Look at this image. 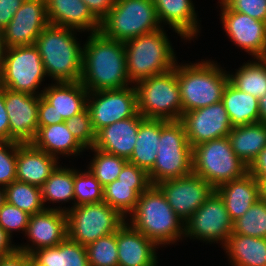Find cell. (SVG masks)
Segmentation results:
<instances>
[{
	"label": "cell",
	"mask_w": 266,
	"mask_h": 266,
	"mask_svg": "<svg viewBox=\"0 0 266 266\" xmlns=\"http://www.w3.org/2000/svg\"><path fill=\"white\" fill-rule=\"evenodd\" d=\"M151 183H126L115 180L103 187V202L116 209L124 218L131 214L140 195Z\"/></svg>",
	"instance_id": "d6a6232c"
},
{
	"label": "cell",
	"mask_w": 266,
	"mask_h": 266,
	"mask_svg": "<svg viewBox=\"0 0 266 266\" xmlns=\"http://www.w3.org/2000/svg\"><path fill=\"white\" fill-rule=\"evenodd\" d=\"M31 266H37V265L32 261V265Z\"/></svg>",
	"instance_id": "680465c9"
},
{
	"label": "cell",
	"mask_w": 266,
	"mask_h": 266,
	"mask_svg": "<svg viewBox=\"0 0 266 266\" xmlns=\"http://www.w3.org/2000/svg\"><path fill=\"white\" fill-rule=\"evenodd\" d=\"M138 112L146 119L179 121L183 106L175 68L136 82Z\"/></svg>",
	"instance_id": "ba28073f"
},
{
	"label": "cell",
	"mask_w": 266,
	"mask_h": 266,
	"mask_svg": "<svg viewBox=\"0 0 266 266\" xmlns=\"http://www.w3.org/2000/svg\"><path fill=\"white\" fill-rule=\"evenodd\" d=\"M6 201L5 199V187H0V207L4 204Z\"/></svg>",
	"instance_id": "6f0895ef"
},
{
	"label": "cell",
	"mask_w": 266,
	"mask_h": 266,
	"mask_svg": "<svg viewBox=\"0 0 266 266\" xmlns=\"http://www.w3.org/2000/svg\"><path fill=\"white\" fill-rule=\"evenodd\" d=\"M38 95L5 88V106L9 117L10 141L31 143L38 131Z\"/></svg>",
	"instance_id": "d6986e66"
},
{
	"label": "cell",
	"mask_w": 266,
	"mask_h": 266,
	"mask_svg": "<svg viewBox=\"0 0 266 266\" xmlns=\"http://www.w3.org/2000/svg\"><path fill=\"white\" fill-rule=\"evenodd\" d=\"M228 138L234 153L249 168L266 147V124L256 122L233 127Z\"/></svg>",
	"instance_id": "83f0119b"
},
{
	"label": "cell",
	"mask_w": 266,
	"mask_h": 266,
	"mask_svg": "<svg viewBox=\"0 0 266 266\" xmlns=\"http://www.w3.org/2000/svg\"><path fill=\"white\" fill-rule=\"evenodd\" d=\"M0 141H10V125L5 106V87L0 85Z\"/></svg>",
	"instance_id": "681fc988"
},
{
	"label": "cell",
	"mask_w": 266,
	"mask_h": 266,
	"mask_svg": "<svg viewBox=\"0 0 266 266\" xmlns=\"http://www.w3.org/2000/svg\"><path fill=\"white\" fill-rule=\"evenodd\" d=\"M54 83L45 87L41 96L53 106L59 124L87 107L89 92L80 81Z\"/></svg>",
	"instance_id": "cb8c5ba5"
},
{
	"label": "cell",
	"mask_w": 266,
	"mask_h": 266,
	"mask_svg": "<svg viewBox=\"0 0 266 266\" xmlns=\"http://www.w3.org/2000/svg\"><path fill=\"white\" fill-rule=\"evenodd\" d=\"M49 24L90 33L100 30V22L82 0H45Z\"/></svg>",
	"instance_id": "603a6c76"
},
{
	"label": "cell",
	"mask_w": 266,
	"mask_h": 266,
	"mask_svg": "<svg viewBox=\"0 0 266 266\" xmlns=\"http://www.w3.org/2000/svg\"><path fill=\"white\" fill-rule=\"evenodd\" d=\"M249 172L258 180H266V147L249 167Z\"/></svg>",
	"instance_id": "816d5d0a"
},
{
	"label": "cell",
	"mask_w": 266,
	"mask_h": 266,
	"mask_svg": "<svg viewBox=\"0 0 266 266\" xmlns=\"http://www.w3.org/2000/svg\"><path fill=\"white\" fill-rule=\"evenodd\" d=\"M18 246L12 244L9 234L0 226V257L13 254Z\"/></svg>",
	"instance_id": "f5cc1de1"
},
{
	"label": "cell",
	"mask_w": 266,
	"mask_h": 266,
	"mask_svg": "<svg viewBox=\"0 0 266 266\" xmlns=\"http://www.w3.org/2000/svg\"><path fill=\"white\" fill-rule=\"evenodd\" d=\"M215 191L222 197L233 222L261 198L260 182L250 172L239 179L221 184Z\"/></svg>",
	"instance_id": "d4e9b609"
},
{
	"label": "cell",
	"mask_w": 266,
	"mask_h": 266,
	"mask_svg": "<svg viewBox=\"0 0 266 266\" xmlns=\"http://www.w3.org/2000/svg\"><path fill=\"white\" fill-rule=\"evenodd\" d=\"M87 108L95 132L114 122L134 117L138 113L134 86L122 89L89 92Z\"/></svg>",
	"instance_id": "4fadbf2b"
},
{
	"label": "cell",
	"mask_w": 266,
	"mask_h": 266,
	"mask_svg": "<svg viewBox=\"0 0 266 266\" xmlns=\"http://www.w3.org/2000/svg\"><path fill=\"white\" fill-rule=\"evenodd\" d=\"M65 123L69 131L85 149L88 150L93 147L96 132L93 129L87 107L70 119H67Z\"/></svg>",
	"instance_id": "60d3db41"
},
{
	"label": "cell",
	"mask_w": 266,
	"mask_h": 266,
	"mask_svg": "<svg viewBox=\"0 0 266 266\" xmlns=\"http://www.w3.org/2000/svg\"><path fill=\"white\" fill-rule=\"evenodd\" d=\"M5 199L30 215L46 209L42 200L41 188L18 180L5 187Z\"/></svg>",
	"instance_id": "d590c367"
},
{
	"label": "cell",
	"mask_w": 266,
	"mask_h": 266,
	"mask_svg": "<svg viewBox=\"0 0 266 266\" xmlns=\"http://www.w3.org/2000/svg\"><path fill=\"white\" fill-rule=\"evenodd\" d=\"M42 200L45 206L47 201L53 203L69 202L74 200V168L60 167L55 169L41 187Z\"/></svg>",
	"instance_id": "e575fe53"
},
{
	"label": "cell",
	"mask_w": 266,
	"mask_h": 266,
	"mask_svg": "<svg viewBox=\"0 0 266 266\" xmlns=\"http://www.w3.org/2000/svg\"><path fill=\"white\" fill-rule=\"evenodd\" d=\"M76 30L48 24L36 39L35 46L42 58L45 74L55 82L81 80L83 45Z\"/></svg>",
	"instance_id": "7a4b0ae2"
},
{
	"label": "cell",
	"mask_w": 266,
	"mask_h": 266,
	"mask_svg": "<svg viewBox=\"0 0 266 266\" xmlns=\"http://www.w3.org/2000/svg\"><path fill=\"white\" fill-rule=\"evenodd\" d=\"M56 124V113L53 106L41 95L38 106V126H50Z\"/></svg>",
	"instance_id": "c3c4849f"
},
{
	"label": "cell",
	"mask_w": 266,
	"mask_h": 266,
	"mask_svg": "<svg viewBox=\"0 0 266 266\" xmlns=\"http://www.w3.org/2000/svg\"><path fill=\"white\" fill-rule=\"evenodd\" d=\"M153 168L148 172L151 185L192 173V147L180 121L160 119V141Z\"/></svg>",
	"instance_id": "8992f818"
},
{
	"label": "cell",
	"mask_w": 266,
	"mask_h": 266,
	"mask_svg": "<svg viewBox=\"0 0 266 266\" xmlns=\"http://www.w3.org/2000/svg\"><path fill=\"white\" fill-rule=\"evenodd\" d=\"M160 141V119H144L139 126L135 147L128 162L144 169L153 168Z\"/></svg>",
	"instance_id": "4dcf8cb0"
},
{
	"label": "cell",
	"mask_w": 266,
	"mask_h": 266,
	"mask_svg": "<svg viewBox=\"0 0 266 266\" xmlns=\"http://www.w3.org/2000/svg\"><path fill=\"white\" fill-rule=\"evenodd\" d=\"M157 186L184 223L215 190L202 177L193 172L181 178L163 180Z\"/></svg>",
	"instance_id": "5bb4252c"
},
{
	"label": "cell",
	"mask_w": 266,
	"mask_h": 266,
	"mask_svg": "<svg viewBox=\"0 0 266 266\" xmlns=\"http://www.w3.org/2000/svg\"><path fill=\"white\" fill-rule=\"evenodd\" d=\"M24 1L0 0V30H3L8 25Z\"/></svg>",
	"instance_id": "bcb514c9"
},
{
	"label": "cell",
	"mask_w": 266,
	"mask_h": 266,
	"mask_svg": "<svg viewBox=\"0 0 266 266\" xmlns=\"http://www.w3.org/2000/svg\"><path fill=\"white\" fill-rule=\"evenodd\" d=\"M74 206L103 202V186L88 170L74 169Z\"/></svg>",
	"instance_id": "f35d334b"
},
{
	"label": "cell",
	"mask_w": 266,
	"mask_h": 266,
	"mask_svg": "<svg viewBox=\"0 0 266 266\" xmlns=\"http://www.w3.org/2000/svg\"><path fill=\"white\" fill-rule=\"evenodd\" d=\"M179 121L183 124L191 147L213 139L228 137L233 128L222 101L185 112Z\"/></svg>",
	"instance_id": "9a60e30c"
},
{
	"label": "cell",
	"mask_w": 266,
	"mask_h": 266,
	"mask_svg": "<svg viewBox=\"0 0 266 266\" xmlns=\"http://www.w3.org/2000/svg\"><path fill=\"white\" fill-rule=\"evenodd\" d=\"M221 23L227 36L253 58L266 57V22L231 10L220 0Z\"/></svg>",
	"instance_id": "2e32d148"
},
{
	"label": "cell",
	"mask_w": 266,
	"mask_h": 266,
	"mask_svg": "<svg viewBox=\"0 0 266 266\" xmlns=\"http://www.w3.org/2000/svg\"><path fill=\"white\" fill-rule=\"evenodd\" d=\"M222 102L229 115L232 127L259 122V99L238 90L230 82L224 89Z\"/></svg>",
	"instance_id": "1f68e13d"
},
{
	"label": "cell",
	"mask_w": 266,
	"mask_h": 266,
	"mask_svg": "<svg viewBox=\"0 0 266 266\" xmlns=\"http://www.w3.org/2000/svg\"><path fill=\"white\" fill-rule=\"evenodd\" d=\"M130 225L159 247L183 239L185 223L174 212L157 185H150L139 197L130 214Z\"/></svg>",
	"instance_id": "3957f363"
},
{
	"label": "cell",
	"mask_w": 266,
	"mask_h": 266,
	"mask_svg": "<svg viewBox=\"0 0 266 266\" xmlns=\"http://www.w3.org/2000/svg\"><path fill=\"white\" fill-rule=\"evenodd\" d=\"M31 245H17L18 250L29 255L37 249L55 247L68 237L67 214L62 207L49 206L39 213L30 215L25 236Z\"/></svg>",
	"instance_id": "ac0fdd59"
},
{
	"label": "cell",
	"mask_w": 266,
	"mask_h": 266,
	"mask_svg": "<svg viewBox=\"0 0 266 266\" xmlns=\"http://www.w3.org/2000/svg\"><path fill=\"white\" fill-rule=\"evenodd\" d=\"M31 143L36 148L58 159L60 158L59 154L77 156L85 150L69 131L65 121L50 126H38L36 137Z\"/></svg>",
	"instance_id": "4316f807"
},
{
	"label": "cell",
	"mask_w": 266,
	"mask_h": 266,
	"mask_svg": "<svg viewBox=\"0 0 266 266\" xmlns=\"http://www.w3.org/2000/svg\"><path fill=\"white\" fill-rule=\"evenodd\" d=\"M6 50H7V46L5 44L3 31L0 30V70H1V67H2L3 59H4L5 54H6Z\"/></svg>",
	"instance_id": "11a10c76"
},
{
	"label": "cell",
	"mask_w": 266,
	"mask_h": 266,
	"mask_svg": "<svg viewBox=\"0 0 266 266\" xmlns=\"http://www.w3.org/2000/svg\"><path fill=\"white\" fill-rule=\"evenodd\" d=\"M232 233L233 221L222 197L215 190L185 222V238L203 240L210 244L216 242L223 246Z\"/></svg>",
	"instance_id": "7c38bea8"
},
{
	"label": "cell",
	"mask_w": 266,
	"mask_h": 266,
	"mask_svg": "<svg viewBox=\"0 0 266 266\" xmlns=\"http://www.w3.org/2000/svg\"><path fill=\"white\" fill-rule=\"evenodd\" d=\"M17 142L0 141V186L16 180Z\"/></svg>",
	"instance_id": "b9f144b4"
},
{
	"label": "cell",
	"mask_w": 266,
	"mask_h": 266,
	"mask_svg": "<svg viewBox=\"0 0 266 266\" xmlns=\"http://www.w3.org/2000/svg\"><path fill=\"white\" fill-rule=\"evenodd\" d=\"M231 10L266 22V0H222Z\"/></svg>",
	"instance_id": "ee69618b"
},
{
	"label": "cell",
	"mask_w": 266,
	"mask_h": 266,
	"mask_svg": "<svg viewBox=\"0 0 266 266\" xmlns=\"http://www.w3.org/2000/svg\"><path fill=\"white\" fill-rule=\"evenodd\" d=\"M160 24L169 25L184 40L189 41L199 32L197 13L192 0H152ZM167 23V24H166Z\"/></svg>",
	"instance_id": "484cf974"
},
{
	"label": "cell",
	"mask_w": 266,
	"mask_h": 266,
	"mask_svg": "<svg viewBox=\"0 0 266 266\" xmlns=\"http://www.w3.org/2000/svg\"><path fill=\"white\" fill-rule=\"evenodd\" d=\"M87 39L83 45L80 82L88 92L131 86L124 43L107 38L100 31L90 33Z\"/></svg>",
	"instance_id": "6da1fadb"
},
{
	"label": "cell",
	"mask_w": 266,
	"mask_h": 266,
	"mask_svg": "<svg viewBox=\"0 0 266 266\" xmlns=\"http://www.w3.org/2000/svg\"><path fill=\"white\" fill-rule=\"evenodd\" d=\"M48 24L45 0H25L2 30L7 48L35 45Z\"/></svg>",
	"instance_id": "e0dca14e"
},
{
	"label": "cell",
	"mask_w": 266,
	"mask_h": 266,
	"mask_svg": "<svg viewBox=\"0 0 266 266\" xmlns=\"http://www.w3.org/2000/svg\"><path fill=\"white\" fill-rule=\"evenodd\" d=\"M117 180L126 183H150L148 173L129 162L123 166Z\"/></svg>",
	"instance_id": "f6af8a7d"
},
{
	"label": "cell",
	"mask_w": 266,
	"mask_h": 266,
	"mask_svg": "<svg viewBox=\"0 0 266 266\" xmlns=\"http://www.w3.org/2000/svg\"><path fill=\"white\" fill-rule=\"evenodd\" d=\"M32 258L28 253L17 250L13 254L0 257V266H31Z\"/></svg>",
	"instance_id": "f907efd6"
},
{
	"label": "cell",
	"mask_w": 266,
	"mask_h": 266,
	"mask_svg": "<svg viewBox=\"0 0 266 266\" xmlns=\"http://www.w3.org/2000/svg\"><path fill=\"white\" fill-rule=\"evenodd\" d=\"M128 220L116 231L118 266H158V245L135 230Z\"/></svg>",
	"instance_id": "ffe728a7"
},
{
	"label": "cell",
	"mask_w": 266,
	"mask_h": 266,
	"mask_svg": "<svg viewBox=\"0 0 266 266\" xmlns=\"http://www.w3.org/2000/svg\"><path fill=\"white\" fill-rule=\"evenodd\" d=\"M192 172L216 189L243 177L249 168L234 153L229 138L222 137L192 147Z\"/></svg>",
	"instance_id": "52a82bcc"
},
{
	"label": "cell",
	"mask_w": 266,
	"mask_h": 266,
	"mask_svg": "<svg viewBox=\"0 0 266 266\" xmlns=\"http://www.w3.org/2000/svg\"><path fill=\"white\" fill-rule=\"evenodd\" d=\"M261 198L266 202V180H259Z\"/></svg>",
	"instance_id": "9f6ffc18"
},
{
	"label": "cell",
	"mask_w": 266,
	"mask_h": 266,
	"mask_svg": "<svg viewBox=\"0 0 266 266\" xmlns=\"http://www.w3.org/2000/svg\"><path fill=\"white\" fill-rule=\"evenodd\" d=\"M44 77L42 58L35 45L7 48L0 70V85L12 91L40 96L43 90L39 92L38 87L45 81Z\"/></svg>",
	"instance_id": "8fae6325"
},
{
	"label": "cell",
	"mask_w": 266,
	"mask_h": 266,
	"mask_svg": "<svg viewBox=\"0 0 266 266\" xmlns=\"http://www.w3.org/2000/svg\"><path fill=\"white\" fill-rule=\"evenodd\" d=\"M30 255L37 266H90L86 246L68 237L55 247L40 248Z\"/></svg>",
	"instance_id": "f546056e"
},
{
	"label": "cell",
	"mask_w": 266,
	"mask_h": 266,
	"mask_svg": "<svg viewBox=\"0 0 266 266\" xmlns=\"http://www.w3.org/2000/svg\"><path fill=\"white\" fill-rule=\"evenodd\" d=\"M90 149L96 155L94 154V158L90 161L87 170L93 174L103 187L117 180L118 175L128 160L94 147Z\"/></svg>",
	"instance_id": "8d00e7d4"
},
{
	"label": "cell",
	"mask_w": 266,
	"mask_h": 266,
	"mask_svg": "<svg viewBox=\"0 0 266 266\" xmlns=\"http://www.w3.org/2000/svg\"><path fill=\"white\" fill-rule=\"evenodd\" d=\"M90 266H118L116 232L86 246Z\"/></svg>",
	"instance_id": "ab89813d"
},
{
	"label": "cell",
	"mask_w": 266,
	"mask_h": 266,
	"mask_svg": "<svg viewBox=\"0 0 266 266\" xmlns=\"http://www.w3.org/2000/svg\"><path fill=\"white\" fill-rule=\"evenodd\" d=\"M62 211L67 214L68 238L83 246L116 232L126 222L105 202L63 207Z\"/></svg>",
	"instance_id": "30bf717a"
},
{
	"label": "cell",
	"mask_w": 266,
	"mask_h": 266,
	"mask_svg": "<svg viewBox=\"0 0 266 266\" xmlns=\"http://www.w3.org/2000/svg\"><path fill=\"white\" fill-rule=\"evenodd\" d=\"M228 76L229 82L238 90L260 99L266 93V57L247 61L235 74L228 72Z\"/></svg>",
	"instance_id": "836d02e7"
},
{
	"label": "cell",
	"mask_w": 266,
	"mask_h": 266,
	"mask_svg": "<svg viewBox=\"0 0 266 266\" xmlns=\"http://www.w3.org/2000/svg\"><path fill=\"white\" fill-rule=\"evenodd\" d=\"M167 36L162 27L124 43L126 71L132 84L175 68L176 54Z\"/></svg>",
	"instance_id": "5b68a950"
},
{
	"label": "cell",
	"mask_w": 266,
	"mask_h": 266,
	"mask_svg": "<svg viewBox=\"0 0 266 266\" xmlns=\"http://www.w3.org/2000/svg\"><path fill=\"white\" fill-rule=\"evenodd\" d=\"M152 0H116L100 22V32L107 38L125 43L137 36L161 29Z\"/></svg>",
	"instance_id": "9c48e42d"
},
{
	"label": "cell",
	"mask_w": 266,
	"mask_h": 266,
	"mask_svg": "<svg viewBox=\"0 0 266 266\" xmlns=\"http://www.w3.org/2000/svg\"><path fill=\"white\" fill-rule=\"evenodd\" d=\"M259 122L266 124V93L259 99Z\"/></svg>",
	"instance_id": "db71d44e"
},
{
	"label": "cell",
	"mask_w": 266,
	"mask_h": 266,
	"mask_svg": "<svg viewBox=\"0 0 266 266\" xmlns=\"http://www.w3.org/2000/svg\"><path fill=\"white\" fill-rule=\"evenodd\" d=\"M233 233L266 238V202L262 198L233 222Z\"/></svg>",
	"instance_id": "74e56055"
},
{
	"label": "cell",
	"mask_w": 266,
	"mask_h": 266,
	"mask_svg": "<svg viewBox=\"0 0 266 266\" xmlns=\"http://www.w3.org/2000/svg\"><path fill=\"white\" fill-rule=\"evenodd\" d=\"M223 246L233 266H266V238L232 233Z\"/></svg>",
	"instance_id": "f1b7e54d"
},
{
	"label": "cell",
	"mask_w": 266,
	"mask_h": 266,
	"mask_svg": "<svg viewBox=\"0 0 266 266\" xmlns=\"http://www.w3.org/2000/svg\"><path fill=\"white\" fill-rule=\"evenodd\" d=\"M228 72L214 61L176 63L183 113L222 101L229 82Z\"/></svg>",
	"instance_id": "277c9868"
},
{
	"label": "cell",
	"mask_w": 266,
	"mask_h": 266,
	"mask_svg": "<svg viewBox=\"0 0 266 266\" xmlns=\"http://www.w3.org/2000/svg\"><path fill=\"white\" fill-rule=\"evenodd\" d=\"M59 163L32 143L17 142L16 180L41 188Z\"/></svg>",
	"instance_id": "7402d4cb"
},
{
	"label": "cell",
	"mask_w": 266,
	"mask_h": 266,
	"mask_svg": "<svg viewBox=\"0 0 266 266\" xmlns=\"http://www.w3.org/2000/svg\"><path fill=\"white\" fill-rule=\"evenodd\" d=\"M144 119L138 112L134 117L101 128L96 132L93 147L128 160L135 147L140 123Z\"/></svg>",
	"instance_id": "44dd1931"
},
{
	"label": "cell",
	"mask_w": 266,
	"mask_h": 266,
	"mask_svg": "<svg viewBox=\"0 0 266 266\" xmlns=\"http://www.w3.org/2000/svg\"><path fill=\"white\" fill-rule=\"evenodd\" d=\"M30 214L20 210L7 201L0 207V226L12 238L13 231H26Z\"/></svg>",
	"instance_id": "7bdbcfd3"
},
{
	"label": "cell",
	"mask_w": 266,
	"mask_h": 266,
	"mask_svg": "<svg viewBox=\"0 0 266 266\" xmlns=\"http://www.w3.org/2000/svg\"><path fill=\"white\" fill-rule=\"evenodd\" d=\"M93 16L101 22L115 5L116 0H82Z\"/></svg>",
	"instance_id": "7dc6e473"
}]
</instances>
